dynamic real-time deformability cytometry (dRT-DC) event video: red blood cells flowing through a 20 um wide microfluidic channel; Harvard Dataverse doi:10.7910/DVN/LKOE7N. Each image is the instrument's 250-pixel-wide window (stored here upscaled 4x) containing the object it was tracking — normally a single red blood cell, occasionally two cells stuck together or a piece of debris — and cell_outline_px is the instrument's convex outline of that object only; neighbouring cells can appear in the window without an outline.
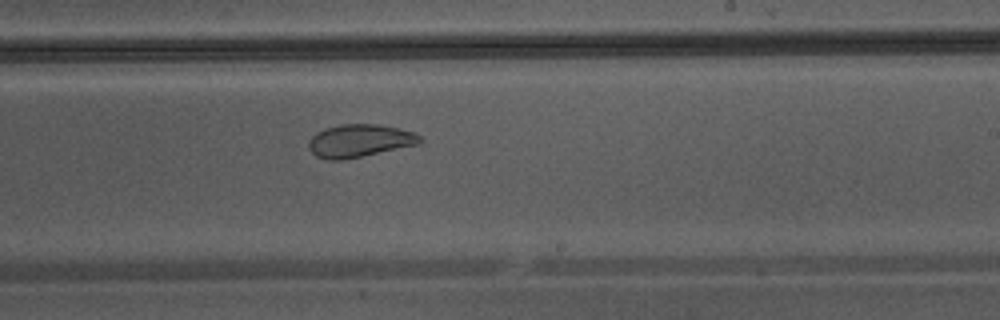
{"species": "Egyptian fruit bat (a non-hibernating species)", "species_latin": "Rousettus aegyptiacus", "temperature_condition": "warm", "stored_images_in_passage": 40, "camera_frame_rate_fps": 3000, "um_per_image_px": 0.085, "animal": {"sex": "male"}, "frame": {"image": 1, "passage_image": 23, "time_ms": 7.333, "image_size_px": [1000, 320], "cell_outline_px": [[420, 140], [416, 144], [360, 156], [340, 160], [328, 160], [316, 156], [308, 148], [308, 140], [316, 132], [324, 128], [340, 124], [380, 124], [400, 128], [416, 132], [420, 136]], "centroid_in_image_um": [30.5, 11.94], "position_along_channel_um": 258.5, "area_um2": 21.1}}